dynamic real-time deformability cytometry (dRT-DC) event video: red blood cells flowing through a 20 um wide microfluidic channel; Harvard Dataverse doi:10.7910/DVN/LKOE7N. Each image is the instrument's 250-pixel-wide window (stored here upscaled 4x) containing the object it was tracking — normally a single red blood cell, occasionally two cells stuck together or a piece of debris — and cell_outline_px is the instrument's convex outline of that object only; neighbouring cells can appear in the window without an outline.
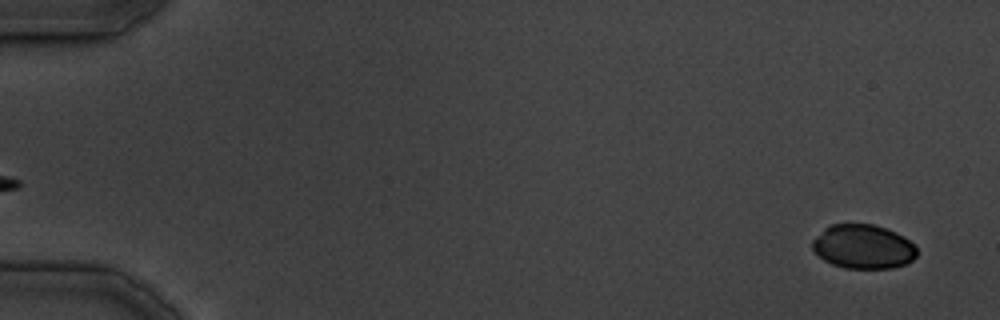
{"species": "common noctule bat (a hibernating species)", "species_latin": "Nyctalus noctula", "temperature_condition": "cold", "stored_images_in_passage": 28, "camera_frame_rate_fps": 3000, "um_per_image_px": 0.085, "animal": {"sex": "male", "body_mass_g": 19.5, "forearm_length_mm": 54.6}, "frame": {"image": 1, "passage_image": 1, "time_ms": 0.0, "image_size_px": [1000, 320], "cell_outline_px": [[916, 256], [912, 260], [904, 264], [892, 268], [844, 268], [832, 264], [824, 260], [812, 248], [812, 240], [824, 228], [832, 224], [872, 224], [896, 232], [904, 236], [916, 244]], "centroid_in_image_um": [73.38, 20.96], "position_along_channel_um": 11.6, "area_um2": 26.88}}
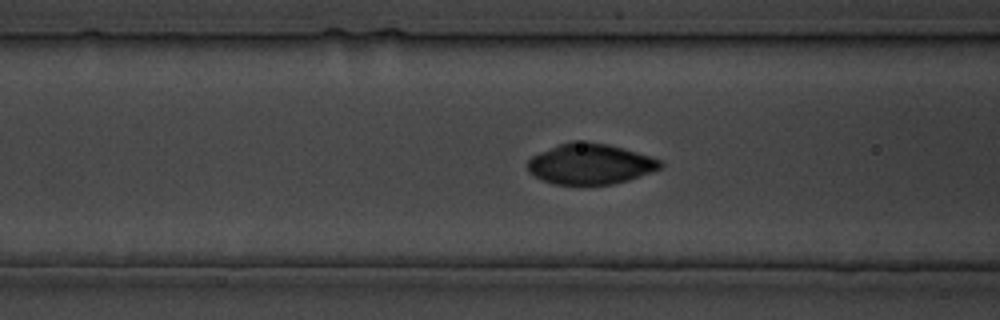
{"frame": {"image": 2, "passage_image": 16, "time_ms": 17.0, "image_size_px": [1000, 320], "cell_outline_px": [[664, 164], [660, 168], [652, 172], [628, 180], [612, 184], [552, 184], [528, 172], [528, 160], [532, 156], [540, 152], [560, 144], [572, 140], [584, 140], [608, 144], [624, 148], [660, 160]], "centroid_in_image_um": [50.17, 13.92], "position_along_channel_um": 116.4, "area_um2": 31.27}}
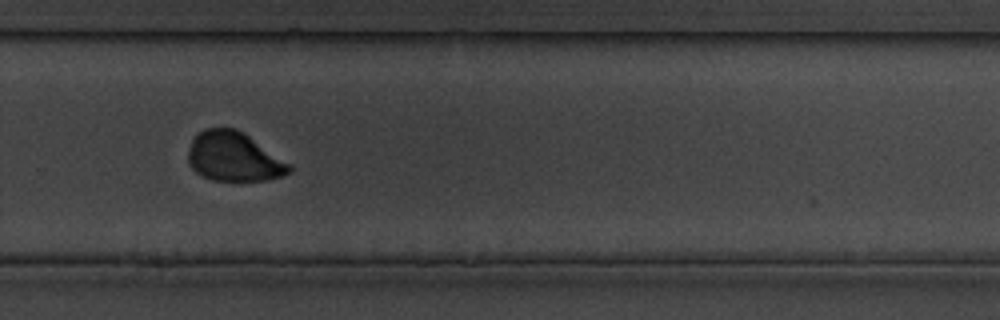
{"frame": {"image": 3, "passage_image": 26, "time_ms": 30.333, "image_size_px": [1000, 320], "cell_outline_px": [[292, 172], [280, 176], [264, 180], [212, 180], [196, 172], [188, 164], [188, 152], [192, 140], [196, 132], [204, 128], [236, 128], [244, 132], [292, 164]], "centroid_in_image_um": [19.88, 13.3], "position_along_channel_um": 309.9, "area_um2": 29.25}}